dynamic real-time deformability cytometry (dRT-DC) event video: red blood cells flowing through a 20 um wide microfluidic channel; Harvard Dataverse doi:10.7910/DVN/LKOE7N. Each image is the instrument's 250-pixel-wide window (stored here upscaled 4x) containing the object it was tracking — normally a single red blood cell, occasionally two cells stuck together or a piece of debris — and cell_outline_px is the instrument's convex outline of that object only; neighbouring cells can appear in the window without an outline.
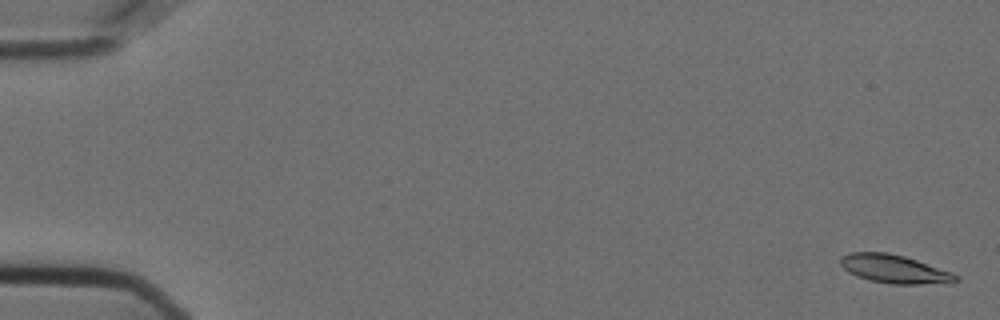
{"species": "Egyptian fruit bat (a non-hibernating species)", "species_latin": "Rousettus aegyptiacus", "temperature_condition": "cold", "stored_images_in_passage": 11, "camera_frame_rate_fps": 3000, "um_per_image_px": 0.085, "animal": {"sex": "female"}, "frame": {"image": 1, "passage_image": 2, "time_ms": 0.333, "image_size_px": [1000, 320], "cell_outline_px": [[960, 280], [952, 284], [892, 284], [868, 280], [856, 276], [848, 272], [840, 264], [840, 256], [848, 252], [888, 252], [904, 256], [952, 272]], "centroid_in_image_um": [76.03, 22.87], "position_along_channel_um": 9.0, "area_um2": 19.36}}